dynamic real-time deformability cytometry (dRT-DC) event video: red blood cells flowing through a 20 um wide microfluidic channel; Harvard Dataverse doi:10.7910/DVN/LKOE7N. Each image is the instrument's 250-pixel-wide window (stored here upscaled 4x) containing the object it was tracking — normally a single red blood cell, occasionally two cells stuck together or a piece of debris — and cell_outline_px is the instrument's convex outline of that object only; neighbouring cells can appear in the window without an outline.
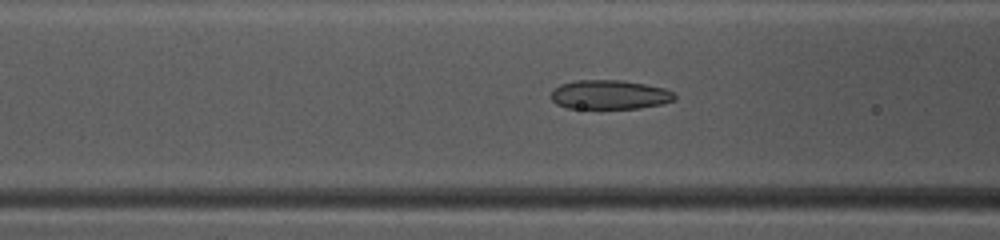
{"species": "common noctule bat (a hibernating species)", "species_latin": "Nyctalus noctula", "temperature_condition": "warm", "stored_images_in_passage": 48, "camera_frame_rate_fps": 3000, "um_per_image_px": 0.085, "animal": {"sex": "female", "body_mass_g": 10.0, "forearm_length_mm": 53.1}, "frame": {"image": 1, "passage_image": 19, "time_ms": 6.0, "image_size_px": [1000, 240], "cell_outline_px": [[676, 96], [672, 100], [660, 104], [636, 108], [568, 108], [556, 104], [552, 100], [552, 92], [560, 84], [576, 80], [624, 80], [664, 88], [676, 92]], "centroid_in_image_um": [51.82, 8.04], "position_along_channel_um": 114.8, "area_um2": 20.87}}
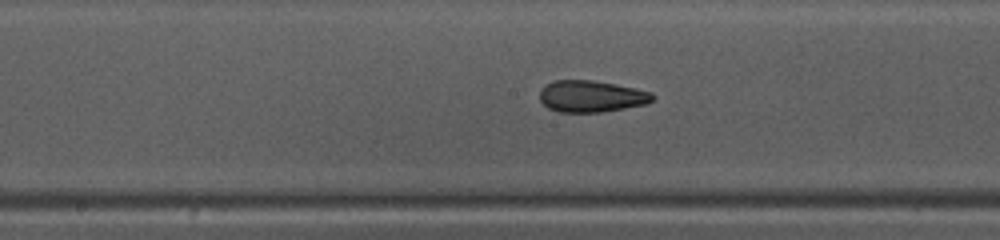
{"frame": {"image": 2, "passage_image": 25, "time_ms": 8.0, "image_size_px": [1000, 240], "cell_outline_px": [[656, 96], [648, 104], [600, 112], [556, 112], [548, 108], [540, 100], [540, 88], [544, 84], [556, 80], [592, 80], [616, 84], [636, 88], [652, 92]], "centroid_in_image_um": [50.26, 8.18], "position_along_channel_um": 197.9, "area_um2": 21.04}}
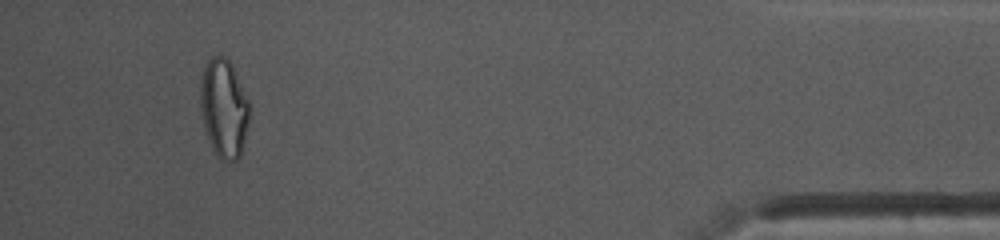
{"frame": {"image": 3, "passage_image": 45, "time_ms": 14.667, "image_size_px": [1000, 240], "cell_outline_px": [[248, 120], [240, 156], [236, 160], [220, 160], [216, 156], [212, 148], [204, 124], [200, 108], [200, 76], [204, 64], [212, 56], [224, 56], [232, 64], [248, 100]], "centroid_in_image_um": [18.99, 9.16], "position_along_channel_um": 416.2, "area_um2": 27.92}, "authors_computed_cell_mechanics": {"area_um2": 22.3108, "velocity_mm_per_s": 4.1348, "shape_relaxation_time_tau1_ms": null, "shape_relaxation_time_tau2_ms": 1.6988, "deformation_change_tau1": null, "deformation_change_tau2": 0.0728}}